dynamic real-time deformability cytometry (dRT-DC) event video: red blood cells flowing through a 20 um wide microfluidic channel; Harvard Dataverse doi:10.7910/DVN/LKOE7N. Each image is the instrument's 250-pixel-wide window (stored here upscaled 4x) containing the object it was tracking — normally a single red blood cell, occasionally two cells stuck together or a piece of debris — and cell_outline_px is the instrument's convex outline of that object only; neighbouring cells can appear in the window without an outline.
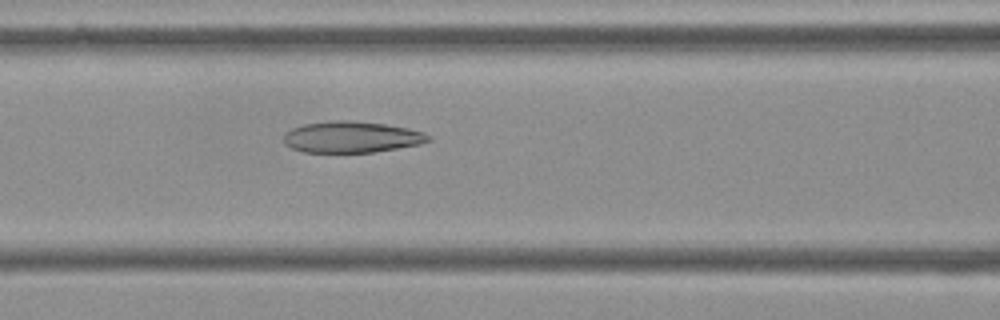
{"species": "Egyptian fruit bat (a non-hibernating species)", "species_latin": "Rousettus aegyptiacus", "temperature_condition": "cold", "stored_images_in_passage": 55, "camera_frame_rate_fps": 3000, "um_per_image_px": 0.085, "frame": {"image": 1, "passage_image": 23, "time_ms": 7.333, "image_size_px": [1000, 320], "cell_outline_px": [[432, 140], [420, 144], [372, 152], [304, 152], [292, 148], [284, 144], [284, 136], [292, 128], [304, 124], [328, 120], [352, 120], [384, 124], [408, 128], [424, 132], [432, 136]], "centroid_in_image_um": [29.9, 11.64], "position_along_channel_um": 136.7, "area_um2": 26.41}}
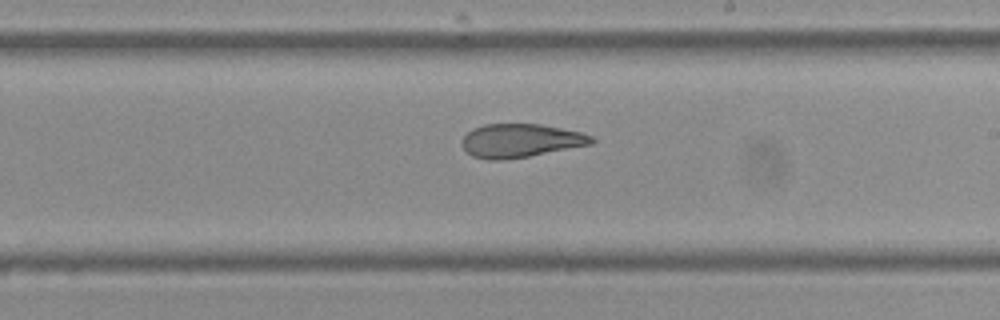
{"frame": {"image": 2, "passage_image": 32, "time_ms": 10.333, "image_size_px": [1000, 320], "cell_outline_px": [[596, 140], [592, 144], [528, 156], [504, 160], [488, 160], [472, 156], [460, 144], [460, 140], [472, 128], [484, 124], [540, 124], [580, 132], [592, 136]], "centroid_in_image_um": [44.21, 11.95], "position_along_channel_um": 244.8, "area_um2": 25.32}}
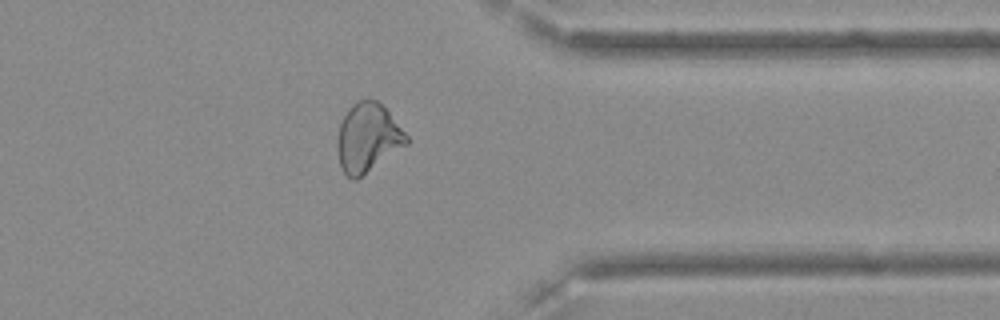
{"frame": {"image": 3, "passage_image": 44, "time_ms": 14.333, "image_size_px": [1000, 320], "cell_outline_px": [[408, 144], [356, 180], [352, 180], [344, 172], [340, 164], [336, 148], [336, 140], [340, 124], [348, 108], [356, 100], [376, 100], [388, 112], [408, 136]], "centroid_in_image_um": [31.23, 11.72], "position_along_channel_um": 380.2, "area_um2": 27.51}, "authors_computed_cell_mechanics": {"area_um2": 28.5532, "velocity_mm_per_s": 3.6048, "shape_relaxation_time_tau1_ms": null, "shape_relaxation_time_tau2_ms": 3.5698, "deformation_change_tau1": null, "deformation_change_tau2": 0.1116}}